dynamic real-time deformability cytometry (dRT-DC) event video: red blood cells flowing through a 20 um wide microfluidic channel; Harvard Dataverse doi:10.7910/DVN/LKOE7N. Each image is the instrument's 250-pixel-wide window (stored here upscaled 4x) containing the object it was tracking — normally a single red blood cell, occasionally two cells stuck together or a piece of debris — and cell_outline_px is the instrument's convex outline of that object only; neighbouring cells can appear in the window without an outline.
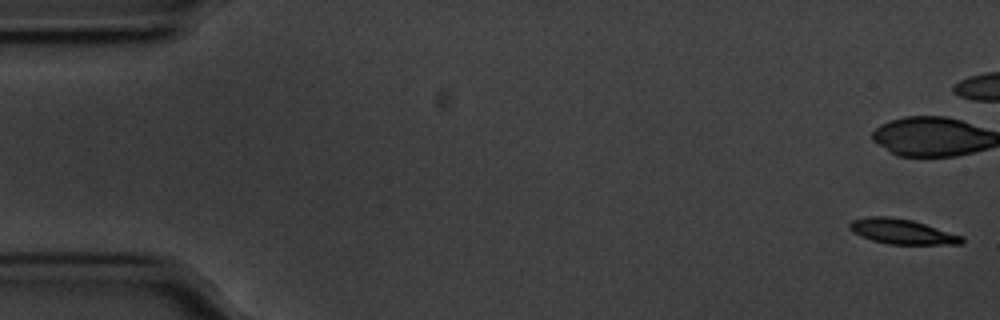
{"species": "common noctule bat (a hibernating species)", "species_latin": "Nyctalus noctula", "temperature_condition": "cold", "stored_images_in_passage": 16, "camera_frame_rate_fps": 3000, "um_per_image_px": 0.085, "animal": {"sex": "male", "body_mass_g": 20.1, "forearm_length_mm": 53.5}, "frame": {"image": 1, "passage_image": 1, "time_ms": 0.0, "image_size_px": [1000, 320], "cell_outline_px": [[964, 240], [960, 244], [888, 244], [872, 240], [852, 232], [848, 228], [848, 224], [852, 220], [868, 216], [888, 216], [912, 220], [964, 236]], "centroid_in_image_um": [76.65, 19.67], "position_along_channel_um": 8.4, "area_um2": 16.36}}